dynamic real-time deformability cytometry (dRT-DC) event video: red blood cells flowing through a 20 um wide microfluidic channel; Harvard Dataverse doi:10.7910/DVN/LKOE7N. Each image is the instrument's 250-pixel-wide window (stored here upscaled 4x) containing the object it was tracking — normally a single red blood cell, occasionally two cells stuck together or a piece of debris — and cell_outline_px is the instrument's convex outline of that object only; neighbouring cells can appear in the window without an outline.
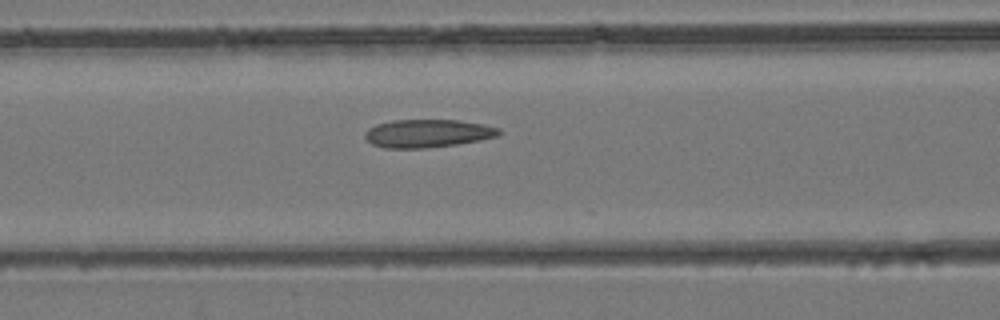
{"species": "common noctule bat (a hibernating species)", "species_latin": "Nyctalus noctula", "temperature_condition": "room temperature", "stored_images_in_passage": 41, "camera_frame_rate_fps": 3000, "um_per_image_px": 0.085, "animal": {"sex": "female", "body_mass_g": 24.6, "forearm_length_mm": 56.2}, "frame": {"image": 1, "passage_image": 16, "time_ms": 5.0, "image_size_px": [1000, 320], "cell_outline_px": [[504, 132], [496, 136], [480, 140], [456, 144], [424, 148], [384, 148], [372, 144], [364, 136], [364, 132], [368, 128], [376, 124], [392, 120], [460, 120], [484, 124], [500, 128]], "centroid_in_image_um": [36.35, 11.33], "position_along_channel_um": 130.2, "area_um2": 22.02}}
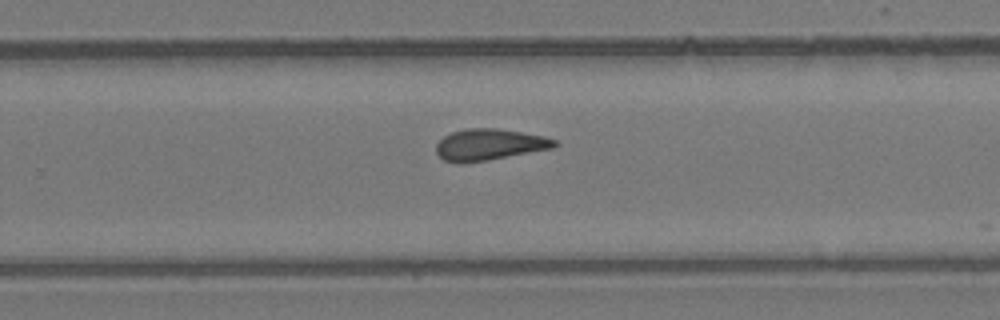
{"frame": {"image": 2, "passage_image": 26, "time_ms": 8.333, "image_size_px": [1000, 320], "cell_outline_px": [[560, 144], [552, 148], [488, 160], [460, 164], [444, 160], [436, 152], [436, 144], [444, 136], [452, 132], [468, 128], [496, 128], [544, 136], [556, 140]], "centroid_in_image_um": [41.58, 12.29], "position_along_channel_um": 288.2, "area_um2": 21.56}}
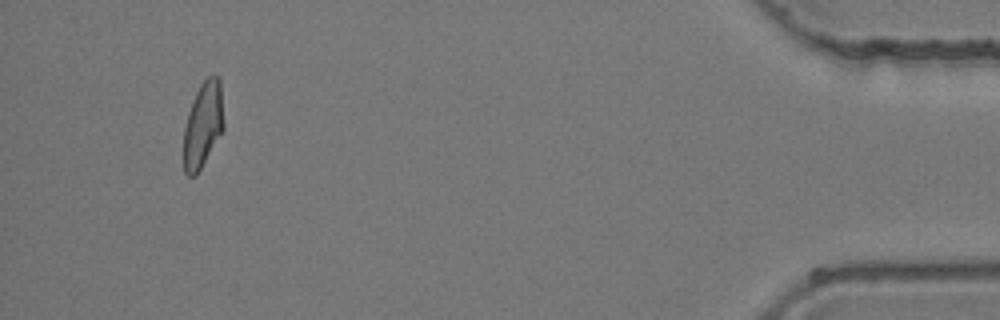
{"frame": {"image": 3, "passage_image": 39, "time_ms": 12.667, "image_size_px": [1000, 320], "cell_outline_px": [[224, 128], [196, 176], [188, 176], [184, 172], [184, 128], [188, 112], [192, 100], [200, 84], [208, 76], [220, 76], [224, 124]], "centroid_in_image_um": [17.25, 10.58], "position_along_channel_um": 417.9, "area_um2": 20.0}}